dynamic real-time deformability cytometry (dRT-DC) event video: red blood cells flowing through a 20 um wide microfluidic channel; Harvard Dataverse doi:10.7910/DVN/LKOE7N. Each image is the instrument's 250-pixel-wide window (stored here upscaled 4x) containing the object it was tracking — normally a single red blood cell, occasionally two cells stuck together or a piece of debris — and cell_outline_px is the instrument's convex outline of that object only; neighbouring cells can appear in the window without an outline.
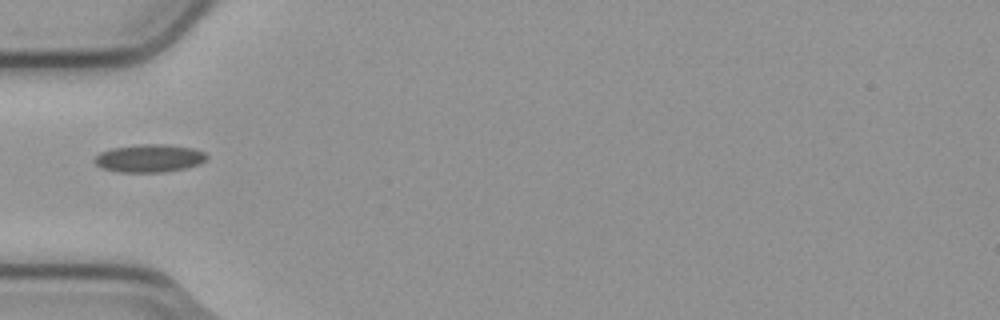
{"species": "common noctule bat (a hibernating species)", "species_latin": "Nyctalus noctula", "temperature_condition": "cold", "stored_images_in_passage": 5, "camera_frame_rate_fps": 3000, "um_per_image_px": 0.085, "animal": {"sex": "male", "body_mass_g": 23.1, "forearm_length_mm": 52.7}, "frame": {"image": 1, "passage_image": 5, "time_ms": 1.333, "image_size_px": [1000, 320], "cell_outline_px": [[208, 156], [204, 160], [196, 164], [184, 168], [164, 172], [116, 172], [100, 168], [92, 160], [100, 152], [112, 148], [140, 144], [168, 144], [192, 148], [204, 152]], "centroid_in_image_um": [12.63, 13.45], "position_along_channel_um": 72.4, "area_um2": 18.21}}